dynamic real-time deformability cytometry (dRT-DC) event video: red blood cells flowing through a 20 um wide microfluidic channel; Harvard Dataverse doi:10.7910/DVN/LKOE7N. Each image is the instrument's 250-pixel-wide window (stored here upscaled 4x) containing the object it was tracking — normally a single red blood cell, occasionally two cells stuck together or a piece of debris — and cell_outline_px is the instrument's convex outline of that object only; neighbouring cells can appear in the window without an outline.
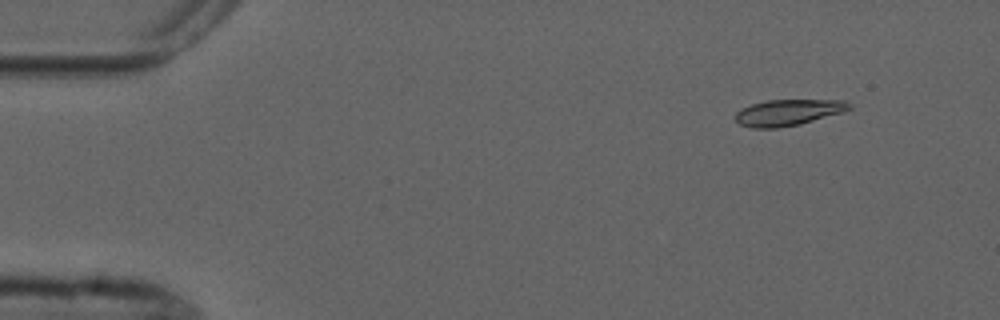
{"species": "common noctule bat (a hibernating species)", "species_latin": "Nyctalus noctula", "temperature_condition": "cold", "stored_images_in_passage": 3, "camera_frame_rate_fps": 3000, "um_per_image_px": 0.085, "animal": {"sex": "male", "forearm_length_mm": 52.5}, "frame": {"image": 1, "passage_image": 1, "time_ms": 0.0, "image_size_px": [1000, 320], "cell_outline_px": [[852, 108], [844, 112], [800, 124], [780, 128], [752, 128], [740, 124], [736, 120], [736, 112], [740, 108], [752, 104], [768, 100], [848, 100], [852, 104]], "centroid_in_image_um": [67.03, 9.56], "position_along_channel_um": 18.0, "area_um2": 17.51}}